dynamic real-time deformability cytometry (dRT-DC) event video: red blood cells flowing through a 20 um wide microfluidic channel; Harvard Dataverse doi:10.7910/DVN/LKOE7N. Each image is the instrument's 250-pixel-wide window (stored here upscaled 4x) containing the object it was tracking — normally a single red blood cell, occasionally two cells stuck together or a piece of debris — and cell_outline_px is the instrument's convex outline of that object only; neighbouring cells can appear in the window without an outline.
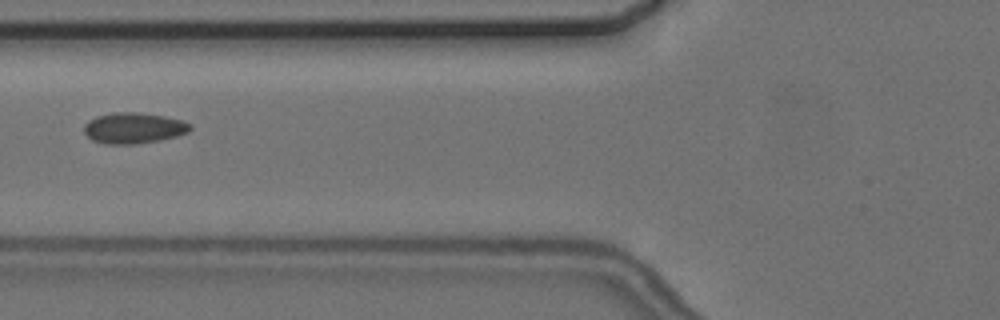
{"species": "common noctule bat (a hibernating species)", "species_latin": "Nyctalus noctula", "temperature_condition": "cold", "stored_images_in_passage": 2, "camera_frame_rate_fps": 3000, "um_per_image_px": 0.085, "animal": {"sex": "female", "body_mass_g": 24.6, "forearm_length_mm": 56.2}, "frame": {"image": 1, "passage_image": 2, "time_ms": 1.333, "image_size_px": [1000, 320], "cell_outline_px": [[192, 128], [188, 132], [176, 136], [160, 140], [136, 144], [104, 144], [92, 140], [84, 132], [84, 124], [88, 120], [96, 116], [116, 112], [136, 112], [164, 116], [184, 120], [192, 124]], "centroid_in_image_um": [11.37, 10.88], "position_along_channel_um": 114.4, "area_um2": 19.25}}